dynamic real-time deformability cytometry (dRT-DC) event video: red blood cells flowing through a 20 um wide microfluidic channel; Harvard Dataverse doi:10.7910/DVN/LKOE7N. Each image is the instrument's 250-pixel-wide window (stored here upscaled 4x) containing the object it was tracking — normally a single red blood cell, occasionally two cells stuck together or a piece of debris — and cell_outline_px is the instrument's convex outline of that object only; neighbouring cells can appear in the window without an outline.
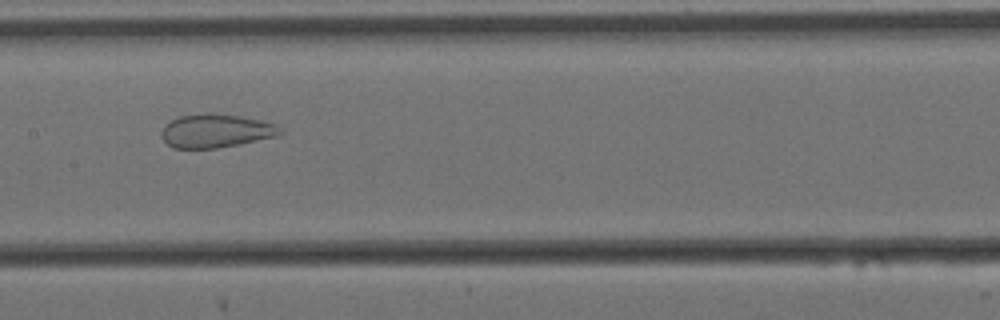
{"species": "Egyptian fruit bat (a non-hibernating species)", "species_latin": "Rousettus aegyptiacus", "temperature_condition": "cold", "stored_images_in_passage": 9, "camera_frame_rate_fps": 3000, "um_per_image_px": 0.085, "animal": {"sex": "female"}, "frame": {"image": 1, "passage_image": 8, "time_ms": 2.333, "image_size_px": [1000, 320], "cell_outline_px": [[284, 132], [276, 136], [216, 148], [172, 148], [160, 136], [160, 132], [164, 124], [180, 116], [240, 116], [260, 120], [276, 124]], "centroid_in_image_um": [18.33, 11.16], "position_along_channel_um": 189.1, "area_um2": 22.25}}
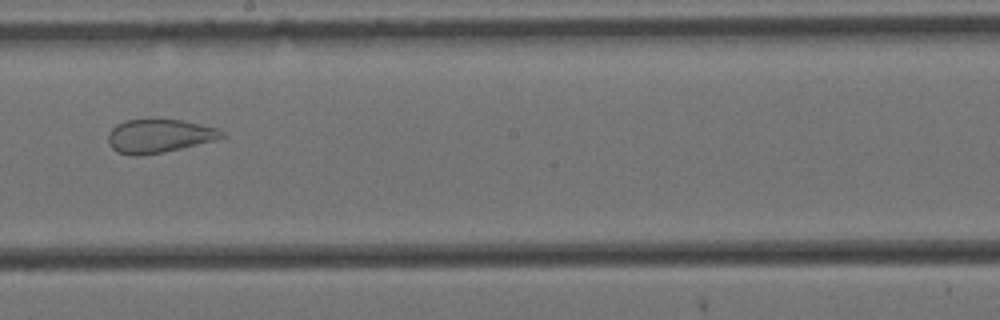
{"frame": {"image": 2, "passage_image": 9, "time_ms": 2.667, "image_size_px": [1000, 320], "cell_outline_px": [[228, 136], [216, 140], [164, 152], [140, 156], [132, 156], [116, 152], [108, 144], [108, 132], [116, 124], [128, 120], [184, 120], [220, 128]], "centroid_in_image_um": [13.55, 11.57], "position_along_channel_um": 234.6, "area_um2": 22.48}}